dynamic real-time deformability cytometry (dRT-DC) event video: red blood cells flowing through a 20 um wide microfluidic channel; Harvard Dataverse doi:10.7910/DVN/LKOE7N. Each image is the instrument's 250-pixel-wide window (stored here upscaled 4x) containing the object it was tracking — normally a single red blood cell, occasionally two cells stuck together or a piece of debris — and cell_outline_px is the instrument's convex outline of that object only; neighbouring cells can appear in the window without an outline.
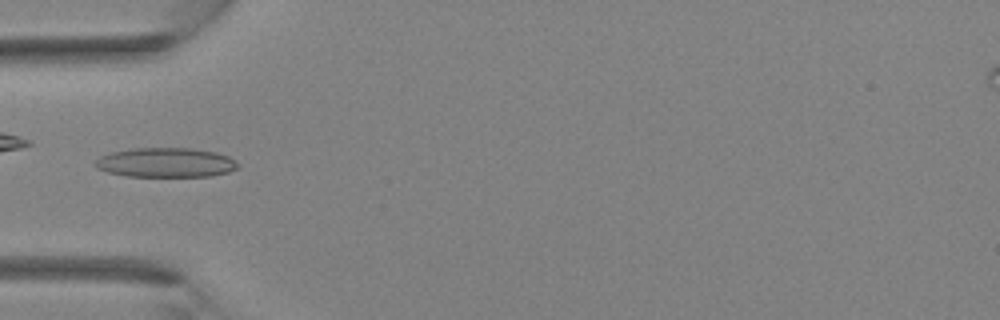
{"species": "Egyptian fruit bat (a non-hibernating species)", "species_latin": "Rousettus aegyptiacus", "temperature_condition": "room temperature", "stored_images_in_passage": 7, "camera_frame_rate_fps": 3000, "um_per_image_px": 0.085, "animal": {"sex": "female"}, "frame": {"image": 1, "passage_image": 2, "time_ms": 0.333, "image_size_px": [1000, 320], "cell_outline_px": [[240, 164], [236, 168], [228, 172], [212, 176], [124, 176], [108, 172], [96, 168], [92, 164], [100, 156], [112, 152], [132, 148], [188, 148], [216, 152], [228, 156]], "centroid_in_image_um": [14.06, 13.82], "position_along_channel_um": 70.9, "area_um2": 24.57}}
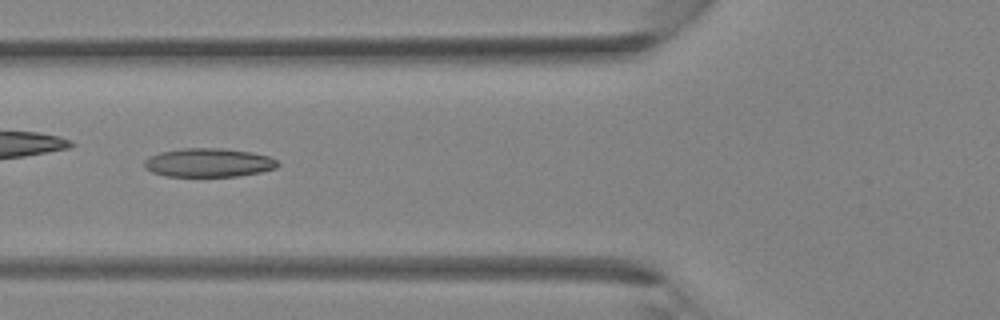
{"frame": {"image": 2, "passage_image": 4, "time_ms": 1.0, "image_size_px": [1000, 320], "cell_outline_px": [[280, 164], [276, 168], [260, 172], [236, 176], [164, 176], [152, 172], [144, 168], [144, 160], [148, 156], [160, 152], [180, 148], [224, 148], [252, 152], [268, 156], [276, 160]], "centroid_in_image_um": [17.7, 13.82], "position_along_channel_um": 108.1, "area_um2": 22.48}}